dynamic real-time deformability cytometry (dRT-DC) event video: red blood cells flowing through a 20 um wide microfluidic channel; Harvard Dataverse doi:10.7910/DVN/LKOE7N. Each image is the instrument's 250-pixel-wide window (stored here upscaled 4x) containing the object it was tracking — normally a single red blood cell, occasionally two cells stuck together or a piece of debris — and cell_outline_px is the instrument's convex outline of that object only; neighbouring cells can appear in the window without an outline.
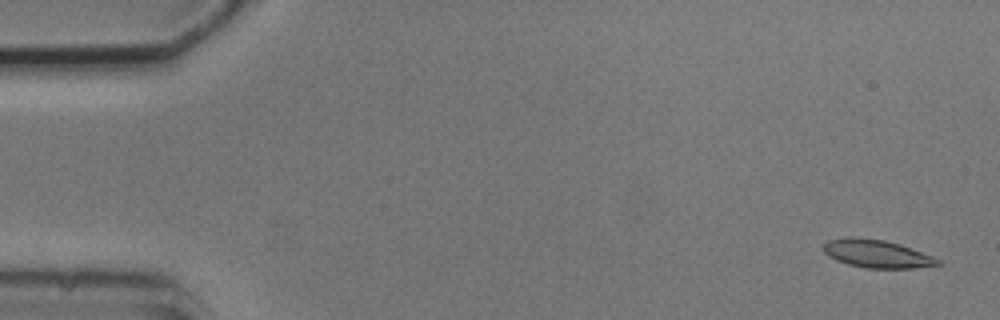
{"species": "common noctule bat (a hibernating species)", "species_latin": "Nyctalus noctula", "temperature_condition": "cold", "stored_images_in_passage": 5, "segment_of_instrument_passage": [1, 2], "camera_frame_rate_fps": 3000, "um_per_image_px": 0.085, "animal": {"sex": "male", "body_mass_g": 20.5, "forearm_length_mm": 52.5}, "frame": {"image": 1, "passage_image": 1, "time_ms": 0.0, "image_size_px": [1000, 320], "cell_outline_px": [[940, 264], [912, 268], [868, 268], [848, 264], [836, 260], [828, 256], [824, 252], [824, 244], [828, 240], [852, 236], [884, 240], [900, 244], [932, 256], [940, 260]], "centroid_in_image_um": [74.5, 21.56], "position_along_channel_um": 10.5, "area_um2": 18.44}}